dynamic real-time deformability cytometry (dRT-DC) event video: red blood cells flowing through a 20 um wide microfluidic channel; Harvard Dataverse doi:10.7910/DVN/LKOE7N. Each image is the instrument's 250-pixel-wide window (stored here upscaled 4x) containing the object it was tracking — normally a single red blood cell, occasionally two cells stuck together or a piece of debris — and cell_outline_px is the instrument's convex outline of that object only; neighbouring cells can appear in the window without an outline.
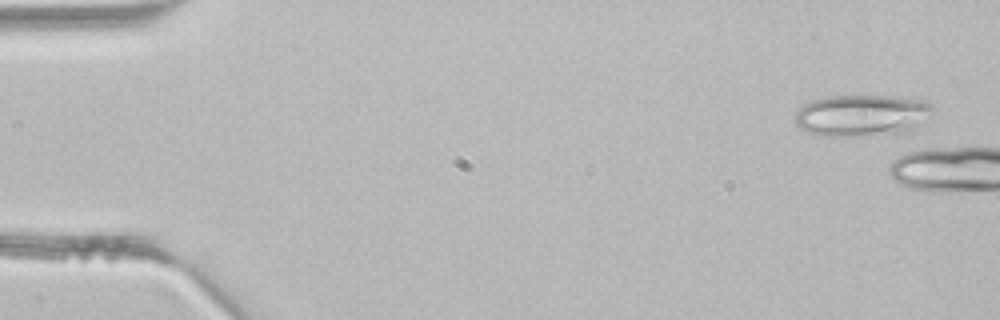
{"species": "common noctule bat (a hibernating species)", "species_latin": "Nyctalus noctula", "temperature_condition": "room temperature", "stored_images_in_passage": 3, "camera_frame_rate_fps": 3000, "um_per_image_px": 0.085, "animal": {"sex": "male", "body_mass_g": 21.5, "forearm_length_mm": 52.0}, "frame": {"image": 1, "passage_image": 1, "time_ms": 0.0, "image_size_px": [1000, 320], "cell_outline_px": [[936, 108], [912, 132], [904, 136], [824, 136], [808, 132], [800, 128], [792, 120], [796, 112], [804, 104], [812, 100], [828, 96], [888, 96], [924, 100], [932, 104]], "centroid_in_image_um": [73.31, 9.85], "position_along_channel_um": 11.7, "area_um2": 34.45}}